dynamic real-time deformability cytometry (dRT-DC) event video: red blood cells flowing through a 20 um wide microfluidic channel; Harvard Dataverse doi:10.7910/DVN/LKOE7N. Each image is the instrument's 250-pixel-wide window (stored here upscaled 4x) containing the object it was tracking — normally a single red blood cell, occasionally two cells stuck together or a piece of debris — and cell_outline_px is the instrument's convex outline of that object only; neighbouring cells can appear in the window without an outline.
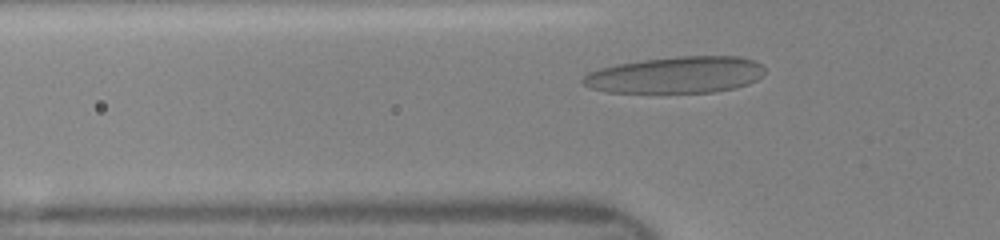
{"species": "human", "species_latin": "Homo sapiens", "temperature_condition": "room temperature", "stored_images_in_passage": 39, "camera_frame_rate_fps": 3000, "um_per_image_px": 0.085, "donor": {"sex": "female"}, "frame": {"image": 1, "passage_image": 7, "time_ms": 2.0, "image_size_px": [1000, 240], "cell_outline_px": [[764, 72], [756, 80], [748, 84], [736, 88], [712, 92], [608, 92], [592, 88], [584, 84], [580, 80], [588, 72], [600, 68], [616, 64], [644, 60], [676, 56], [740, 56], [756, 60], [764, 68]], "centroid_in_image_um": [57.47, 6.36], "position_along_channel_um": 68.3, "area_um2": 38.73}}
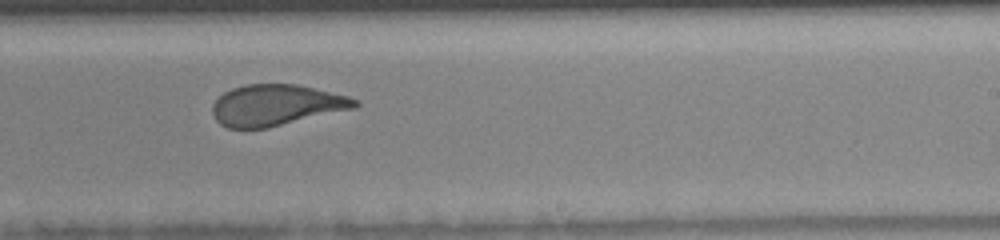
{"frame": {"image": 2, "passage_image": 21, "time_ms": 6.667, "image_size_px": [1000, 240], "cell_outline_px": [[360, 104], [356, 108], [268, 128], [228, 128], [220, 124], [216, 120], [212, 112], [212, 104], [224, 92], [232, 88], [244, 84], [296, 84], [348, 96], [356, 100]], "centroid_in_image_um": [23.46, 8.94], "position_along_channel_um": 265.5, "area_um2": 34.1}}
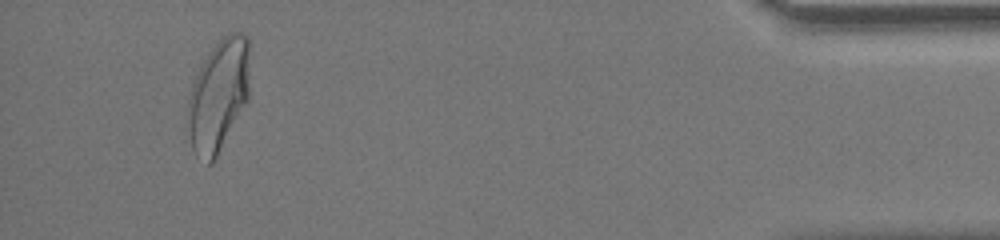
{"frame": {"image": 3, "passage_image": 36, "time_ms": 11.667, "image_size_px": [1000, 240], "cell_outline_px": [[248, 100], [212, 164], [208, 164], [196, 156], [192, 148], [184, 120], [188, 100], [192, 84], [200, 64], [208, 52], [228, 32], [240, 32], [248, 36]], "centroid_in_image_um": [18.52, 8.13], "position_along_channel_um": 416.7, "area_um2": 40.81}}